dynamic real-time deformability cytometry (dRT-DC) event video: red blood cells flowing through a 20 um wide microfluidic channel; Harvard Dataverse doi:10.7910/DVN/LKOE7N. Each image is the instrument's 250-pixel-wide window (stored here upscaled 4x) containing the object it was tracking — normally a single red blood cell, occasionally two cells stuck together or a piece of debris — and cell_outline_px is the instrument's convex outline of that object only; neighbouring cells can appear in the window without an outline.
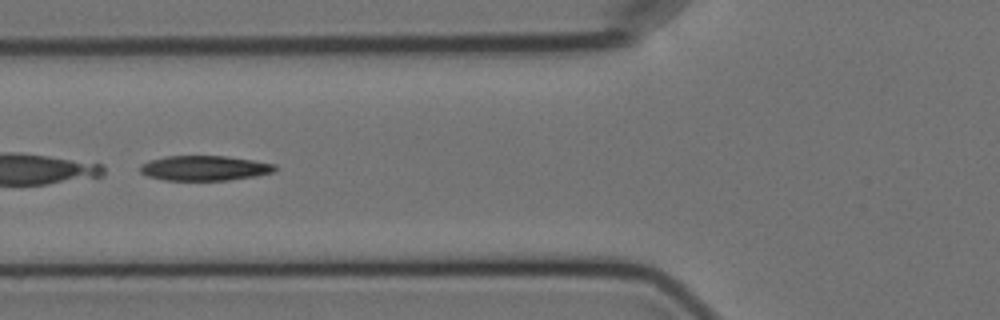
{"species": "Egyptian fruit bat (a non-hibernating species)", "species_latin": "Rousettus aegyptiacus", "temperature_condition": "cold", "stored_images_in_passage": 48, "camera_frame_rate_fps": 3000, "um_per_image_px": 0.085, "animal": {"sex": "female"}, "frame": {"image": 1, "passage_image": 14, "time_ms": 4.333, "image_size_px": [1000, 320], "cell_outline_px": [[276, 168], [272, 172], [256, 176], [228, 180], [164, 180], [148, 176], [140, 172], [140, 164], [148, 160], [164, 156], [228, 156], [276, 164]], "centroid_in_image_um": [17.35, 14.28], "position_along_channel_um": 108.5, "area_um2": 19.65}}
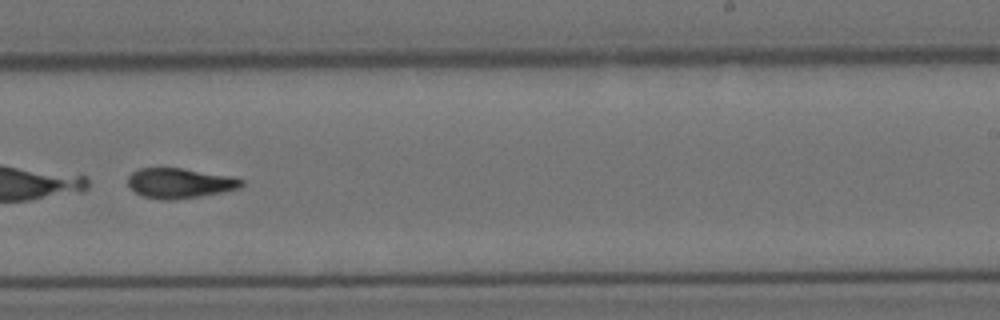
{"frame": {"image": 2, "passage_image": 28, "time_ms": 9.0, "image_size_px": [1000, 320], "cell_outline_px": [[244, 184], [240, 188], [224, 192], [200, 196], [172, 200], [160, 200], [144, 196], [136, 192], [128, 184], [128, 176], [132, 172], [140, 168], [184, 168], [232, 176], [244, 180]], "centroid_in_image_um": [15.32, 15.56], "position_along_channel_um": 273.7, "area_um2": 20.0}}
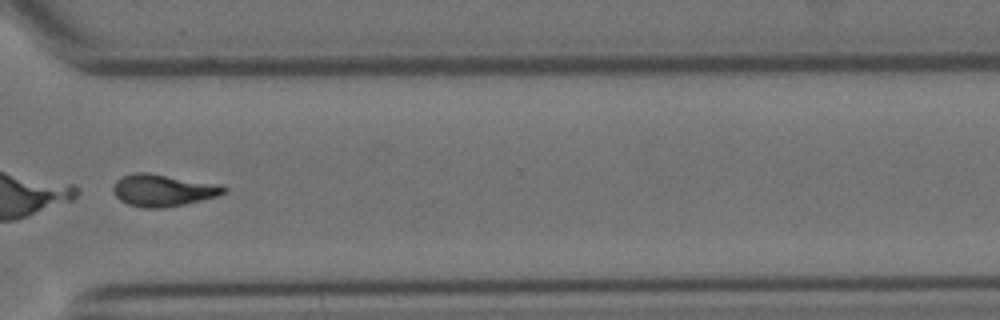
{"frame": {"image": 3, "passage_image": 35, "time_ms": 11.333, "image_size_px": [1000, 320], "cell_outline_px": [[228, 188], [220, 196], [184, 204], [160, 208], [140, 208], [128, 204], [120, 200], [116, 196], [112, 188], [116, 180], [124, 176], [136, 172], [148, 172], [220, 184]], "centroid_in_image_um": [13.87, 16.17], "position_along_channel_um": 356.7, "area_um2": 20.75}, "authors_computed_cell_mechanics": {"area_um2": 20.519, "velocity_mm_per_s": 3.5491, "shape_relaxation_time_tau1_ms": 7.286, "shape_relaxation_time_tau2_ms": 3.0336, "deformation_change_tau1": 0.2131, "deformation_change_tau2": 0.0956}}